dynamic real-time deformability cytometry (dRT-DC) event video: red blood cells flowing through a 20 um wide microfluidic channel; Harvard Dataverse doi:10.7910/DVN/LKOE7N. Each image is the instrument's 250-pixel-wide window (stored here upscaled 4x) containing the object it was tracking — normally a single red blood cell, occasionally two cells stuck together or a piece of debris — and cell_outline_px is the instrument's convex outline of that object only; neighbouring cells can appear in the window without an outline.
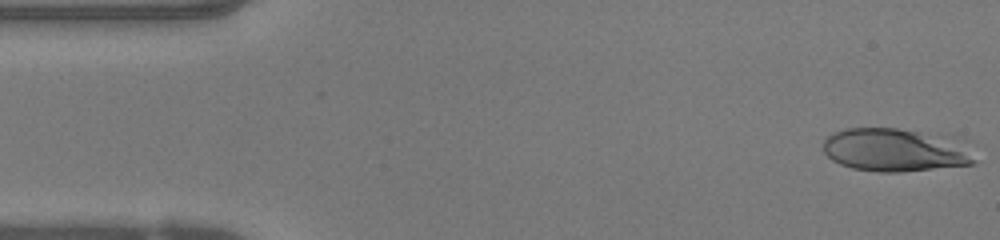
{"species": "human", "species_latin": "Homo sapiens", "temperature_condition": "warm", "stored_images_in_passage": 48, "segment_of_instrument_passage": [1, 2], "camera_frame_rate_fps": 3000, "um_per_image_px": 0.085, "donor": {"sex": "female"}, "frame": {"image": 1, "passage_image": 1, "time_ms": 0.0, "image_size_px": [1000, 240], "cell_outline_px": [[976, 160], [972, 164], [900, 172], [876, 172], [852, 168], [840, 164], [832, 160], [824, 152], [824, 140], [828, 136], [836, 132], [848, 128], [896, 128], [956, 136], [964, 140]], "centroid_in_image_um": [76.17, 12.73], "position_along_channel_um": 8.8, "area_um2": 38.55}}
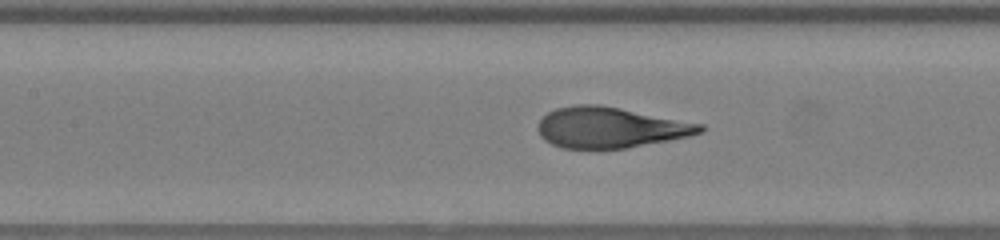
{"frame": {"image": 2, "passage_image": 20, "time_ms": 6.333, "image_size_px": [1000, 240], "cell_outline_px": [[704, 132], [688, 136], [668, 140], [624, 148], [564, 148], [552, 144], [544, 140], [540, 136], [536, 128], [540, 120], [548, 112], [556, 108], [576, 104], [600, 104], [704, 124]], "centroid_in_image_um": [51.85, 10.82], "position_along_channel_um": 155.6, "area_um2": 38.38}}
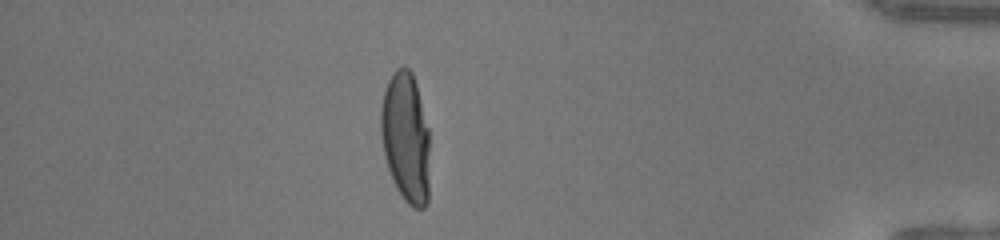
{"frame": {"image": 3, "passage_image": 41, "time_ms": 13.333, "image_size_px": [1000, 240], "cell_outline_px": [[428, 204], [424, 208], [416, 208], [408, 204], [404, 200], [396, 188], [388, 168], [384, 156], [380, 132], [380, 108], [384, 92], [388, 80], [392, 72], [396, 68], [408, 68], [412, 72], [416, 84], [428, 128]], "centroid_in_image_um": [34.47, 11.69], "position_along_channel_um": 400.7, "area_um2": 37.11}}